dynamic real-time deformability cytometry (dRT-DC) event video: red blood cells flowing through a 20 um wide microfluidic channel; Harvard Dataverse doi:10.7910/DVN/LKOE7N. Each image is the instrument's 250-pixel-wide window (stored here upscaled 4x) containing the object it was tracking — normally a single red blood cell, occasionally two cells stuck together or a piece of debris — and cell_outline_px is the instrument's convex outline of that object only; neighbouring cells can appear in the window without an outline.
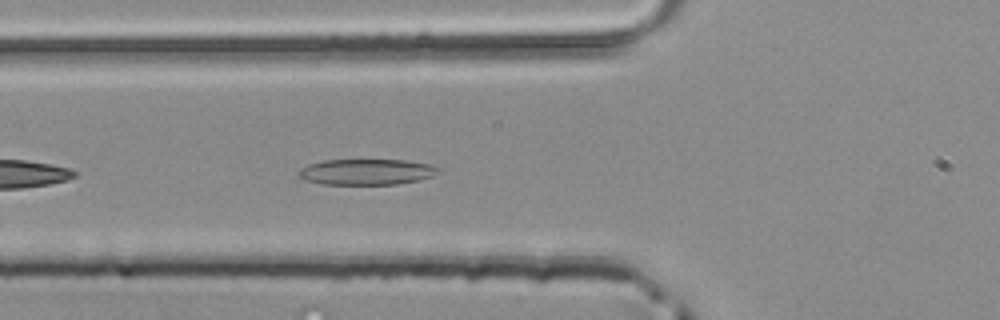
{"species": "common noctule bat (a hibernating species)", "species_latin": "Nyctalus noctula", "temperature_condition": "room temperature", "stored_images_in_passage": 28, "camera_frame_rate_fps": 3000, "um_per_image_px": 0.085, "animal": {"sex": "male", "body_mass_g": 20.4}, "frame": {"image": 1, "passage_image": 4, "time_ms": 1.0, "image_size_px": [1000, 320], "cell_outline_px": [[444, 172], [420, 180], [396, 184], [320, 184], [304, 180], [296, 176], [300, 168], [308, 164], [324, 160], [408, 160], [428, 164], [440, 168]], "centroid_in_image_um": [31.16, 14.61], "position_along_channel_um": 94.6, "area_um2": 21.33}}
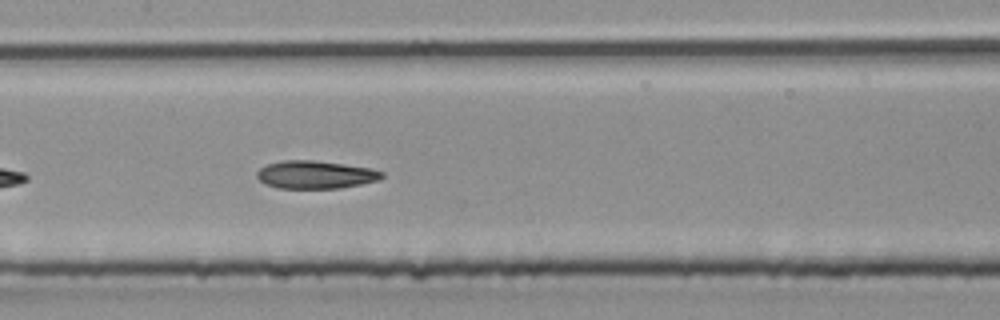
{"frame": {"image": 2, "passage_image": 10, "time_ms": 3.0, "image_size_px": [1000, 320], "cell_outline_px": [[384, 176], [380, 180], [340, 188], [276, 188], [260, 180], [256, 176], [256, 172], [260, 168], [268, 164], [284, 160], [316, 160], [372, 168], [384, 172]], "centroid_in_image_um": [26.85, 14.84], "position_along_channel_um": 180.6, "area_um2": 20.35}}
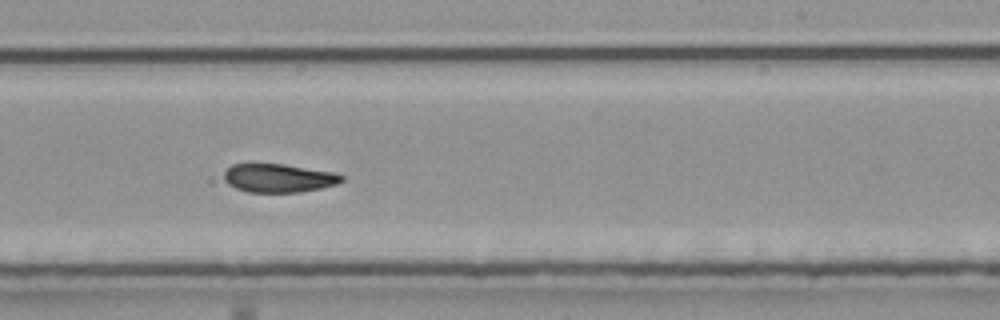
{"frame": {"image": 3, "passage_image": 16, "time_ms": 5.0, "image_size_px": [1000, 320], "cell_outline_px": [[344, 180], [336, 184], [320, 188], [300, 192], [248, 192], [236, 188], [228, 184], [224, 180], [224, 172], [232, 164], [284, 164], [332, 172], [344, 176]], "centroid_in_image_um": [23.67, 15.14], "position_along_channel_um": 265.3, "area_um2": 19.42}}